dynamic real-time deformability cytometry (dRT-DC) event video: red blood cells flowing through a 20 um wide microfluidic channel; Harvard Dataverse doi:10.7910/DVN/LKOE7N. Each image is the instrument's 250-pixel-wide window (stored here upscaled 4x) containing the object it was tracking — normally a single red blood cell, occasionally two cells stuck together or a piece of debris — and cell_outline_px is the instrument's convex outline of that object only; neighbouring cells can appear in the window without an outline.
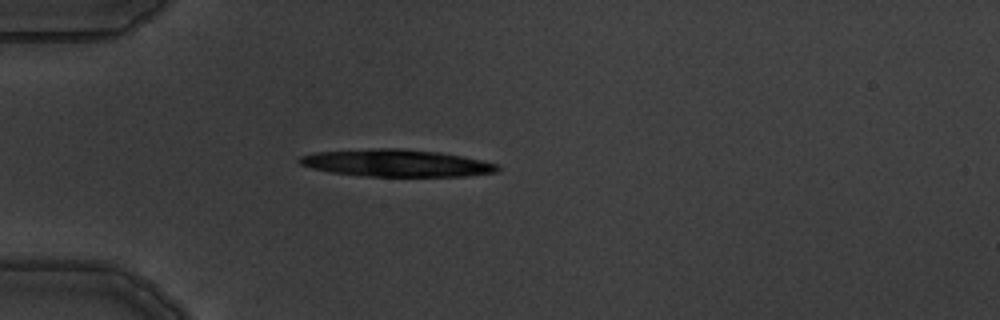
{"species": "common noctule bat (a hibernating species)", "species_latin": "Nyctalus noctula", "temperature_condition": "warm", "stored_images_in_passage": 5, "camera_frame_rate_fps": 3000, "um_per_image_px": 0.085, "animal": {"sex": "male", "body_mass_g": 19.5, "forearm_length_mm": 54.6}, "frame": {"image": 1, "passage_image": 5, "time_ms": 4.333, "image_size_px": [1000, 320], "cell_outline_px": [[500, 168], [496, 172], [468, 176], [368, 176], [332, 172], [312, 168], [300, 164], [296, 160], [300, 156], [312, 152], [372, 148], [400, 148], [440, 152], [464, 156], [500, 164]], "centroid_in_image_um": [33.71, 13.85], "position_along_channel_um": 51.3, "area_um2": 31.62}}